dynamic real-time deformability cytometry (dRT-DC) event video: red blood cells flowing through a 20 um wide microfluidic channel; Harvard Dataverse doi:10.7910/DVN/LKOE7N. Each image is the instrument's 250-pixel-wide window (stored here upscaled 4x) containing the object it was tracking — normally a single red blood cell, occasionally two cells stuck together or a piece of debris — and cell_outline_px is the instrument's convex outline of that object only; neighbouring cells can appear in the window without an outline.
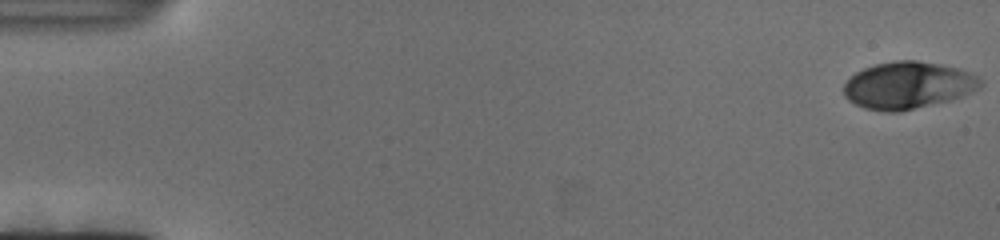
{"species": "human", "species_latin": "Homo sapiens", "temperature_condition": "cold", "stored_images_in_passage": 129, "camera_frame_rate_fps": 3000, "um_per_image_px": 0.085, "donor": {"sex": "female"}, "frame": {"image": 1, "passage_image": 1, "time_ms": 0.0, "image_size_px": [1000, 240], "cell_outline_px": [[984, 84], [980, 88], [972, 92], [948, 100], [900, 112], [888, 112], [864, 108], [848, 100], [844, 96], [844, 84], [856, 72], [864, 68], [876, 64], [896, 60], [916, 60], [940, 64], [956, 68], [968, 72], [976, 76]], "centroid_in_image_um": [77.16, 7.25], "position_along_channel_um": 7.8, "area_um2": 37.22}}
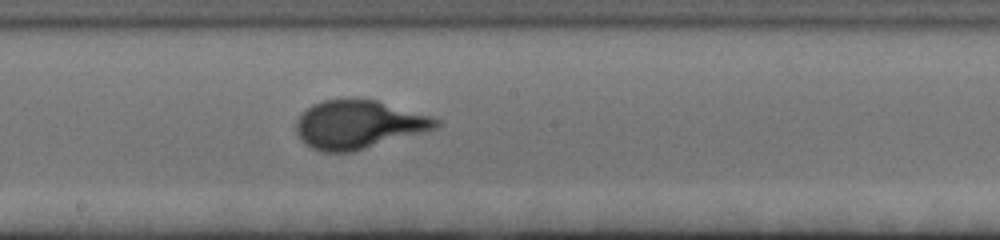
{"frame": {"image": 2, "passage_image": 71, "time_ms": 23.333, "image_size_px": [1000, 240], "cell_outline_px": [[440, 124], [436, 128], [356, 152], [320, 152], [304, 144], [300, 140], [296, 132], [296, 120], [312, 104], [320, 100], [352, 96], [376, 100], [432, 116], [440, 120]], "centroid_in_image_um": [30.44, 10.57], "position_along_channel_um": 217.8, "area_um2": 40.23}}
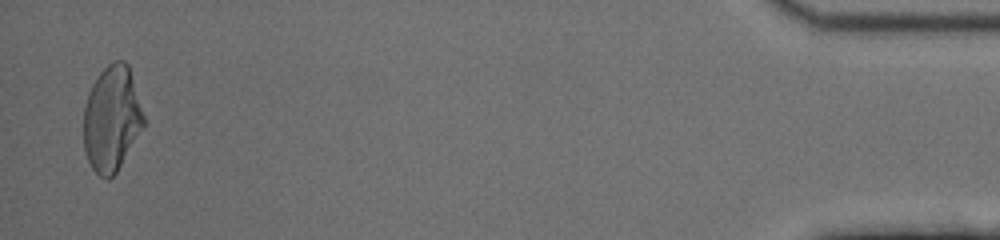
{"frame": {"image": 3, "passage_image": 126, "time_ms": 41.667, "image_size_px": [1000, 240], "cell_outline_px": [[144, 124], [116, 172], [108, 180], [100, 176], [92, 168], [88, 160], [84, 148], [84, 108], [88, 92], [92, 84], [100, 72], [108, 64], [116, 60], [124, 60], [128, 64], [144, 116]], "centroid_in_image_um": [9.47, 10.07], "position_along_channel_um": 425.7, "area_um2": 36.41}}